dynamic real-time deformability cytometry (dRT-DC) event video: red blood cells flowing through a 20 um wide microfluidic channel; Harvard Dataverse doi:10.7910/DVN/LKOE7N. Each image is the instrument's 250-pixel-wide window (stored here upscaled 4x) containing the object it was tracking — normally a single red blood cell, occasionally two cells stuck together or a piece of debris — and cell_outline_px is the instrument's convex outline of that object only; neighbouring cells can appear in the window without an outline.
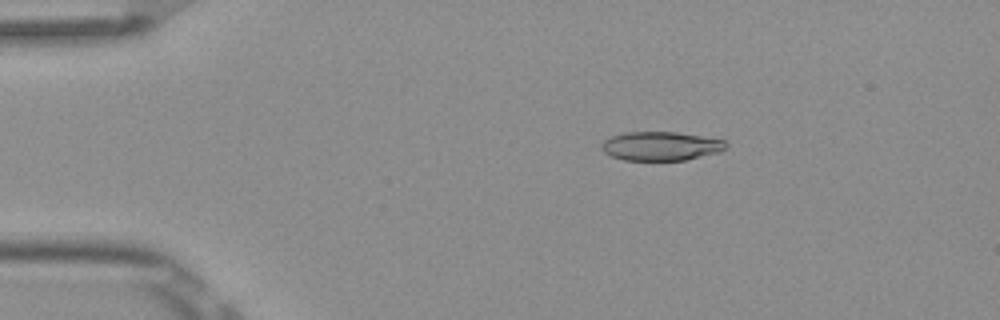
{"species": "Egyptian fruit bat (a non-hibernating species)", "species_latin": "Rousettus aegyptiacus", "temperature_condition": "room temperature", "stored_images_in_passage": 8, "camera_frame_rate_fps": 3000, "um_per_image_px": 0.085, "frame": {"image": 1, "passage_image": 1, "time_ms": 0.0, "image_size_px": [1000, 320], "cell_outline_px": [[728, 148], [720, 152], [684, 160], [624, 160], [612, 156], [604, 152], [600, 148], [600, 144], [604, 140], [612, 136], [624, 132], [676, 132], [724, 140], [728, 144]], "centroid_in_image_um": [56.16, 12.42], "position_along_channel_um": 28.8, "area_um2": 20.98}}
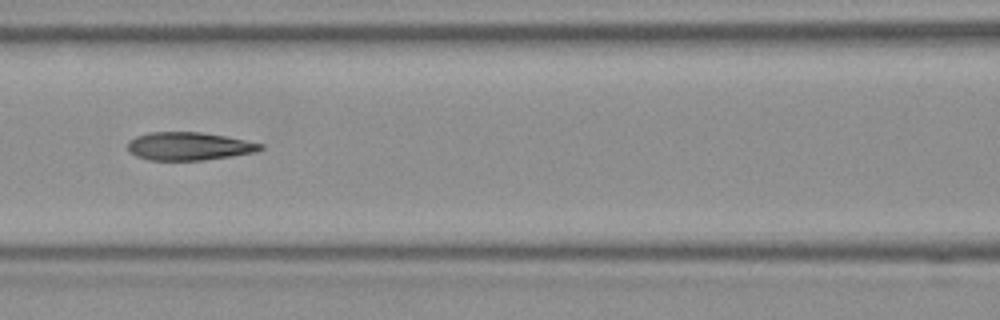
{"frame": {"image": 2, "passage_image": 5, "time_ms": 1.333, "image_size_px": [1000, 320], "cell_outline_px": [[264, 148], [256, 152], [204, 160], [148, 160], [136, 156], [128, 152], [128, 140], [136, 136], [148, 132], [200, 132], [224, 136], [264, 144]], "centroid_in_image_um": [16.02, 12.43], "position_along_channel_um": 150.6, "area_um2": 21.73}}
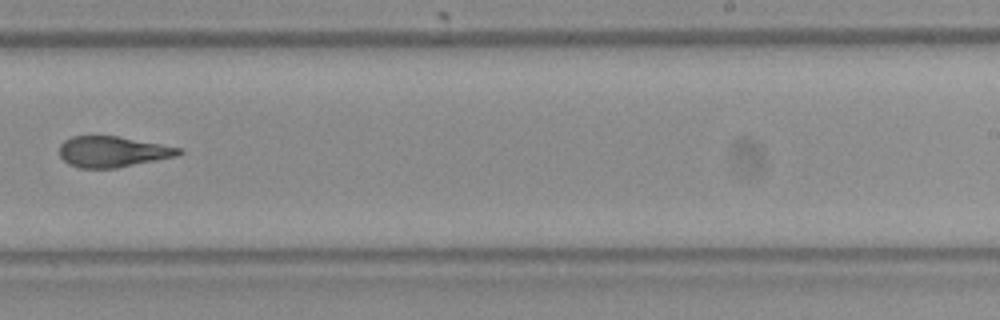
{"frame": {"image": 3, "passage_image": 8, "time_ms": 2.333, "image_size_px": [1000, 320], "cell_outline_px": [[184, 152], [176, 156], [116, 168], [80, 168], [68, 164], [60, 156], [60, 144], [64, 140], [72, 136], [116, 136], [184, 148]], "centroid_in_image_um": [9.58, 12.89], "position_along_channel_um": 279.4, "area_um2": 21.39}}